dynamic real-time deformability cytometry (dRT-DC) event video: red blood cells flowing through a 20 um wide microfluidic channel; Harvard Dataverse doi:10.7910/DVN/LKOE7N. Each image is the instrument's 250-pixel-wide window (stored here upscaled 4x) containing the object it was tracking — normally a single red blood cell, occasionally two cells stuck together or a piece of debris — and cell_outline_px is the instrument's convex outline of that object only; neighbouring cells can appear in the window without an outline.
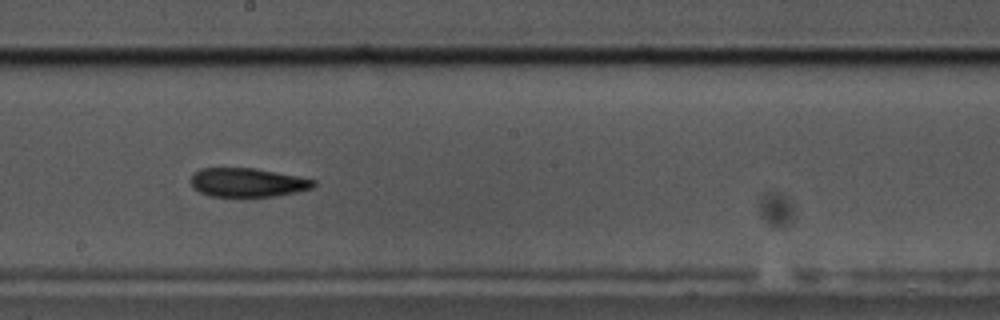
{"species": "common noctule bat (a hibernating species)", "species_latin": "Nyctalus noctula", "temperature_condition": "cold", "stored_images_in_passage": 48, "camera_frame_rate_fps": 3000, "um_per_image_px": 0.085, "animal": {"sex": "male", "body_mass_g": 17.5, "forearm_length_mm": 52.3}, "frame": {"image": 1, "passage_image": 22, "time_ms": 7.0, "image_size_px": [1000, 320], "cell_outline_px": [[316, 184], [312, 188], [296, 192], [276, 196], [244, 200], [236, 200], [208, 196], [192, 188], [192, 172], [200, 168], [256, 168], [316, 180]], "centroid_in_image_um": [20.99, 15.57], "position_along_channel_um": 227.2, "area_um2": 21.73}}
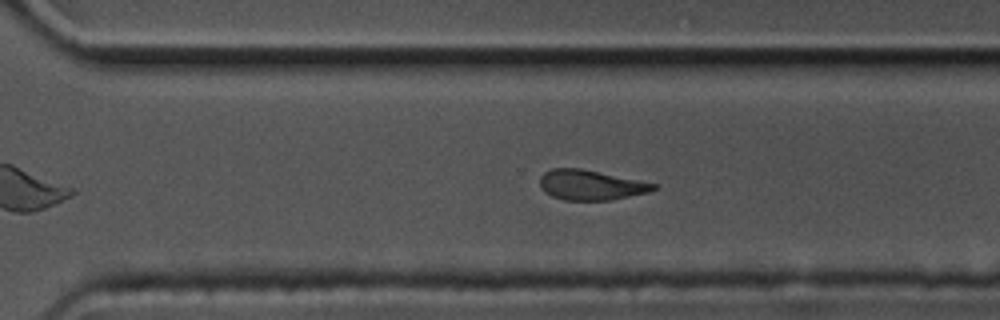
{"frame": {"image": 2, "passage_image": 30, "time_ms": 9.667, "image_size_px": [1000, 320], "cell_outline_px": [[656, 188], [648, 192], [608, 200], [564, 200], [552, 196], [544, 192], [540, 188], [540, 176], [544, 172], [552, 168], [580, 168], [656, 184]], "centroid_in_image_um": [50.13, 15.72], "position_along_channel_um": 320.5, "area_um2": 19.59}}
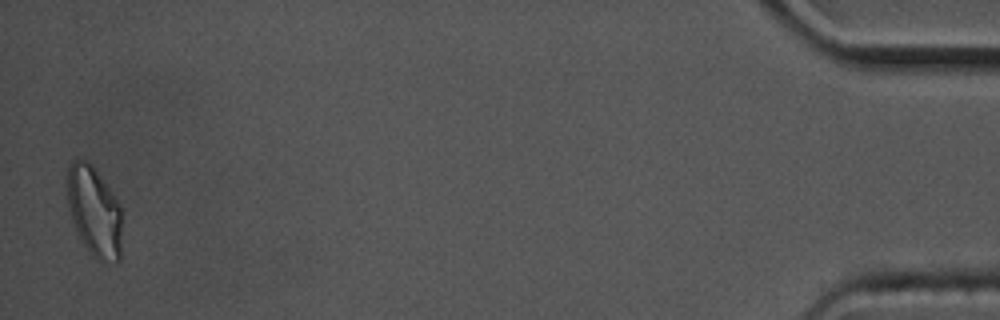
{"frame": {"image": 3, "passage_image": 47, "time_ms": 15.333, "image_size_px": [1000, 320], "cell_outline_px": [[120, 260], [116, 264], [104, 264], [96, 260], [88, 252], [80, 240], [76, 232], [68, 208], [68, 168], [72, 160], [84, 160], [92, 164], [120, 204]], "centroid_in_image_um": [8.01, 18.05], "position_along_channel_um": 427.2, "area_um2": 28.96}, "authors_computed_cell_mechanics": {"area_um2": 21.9929, "velocity_mm_per_s": 3.4964, "shape_relaxation_time_tau1_ms": 5.0613, "shape_relaxation_time_tau2_ms": null, "deformation_change_tau1": 0.1493, "deformation_change_tau2": null}}